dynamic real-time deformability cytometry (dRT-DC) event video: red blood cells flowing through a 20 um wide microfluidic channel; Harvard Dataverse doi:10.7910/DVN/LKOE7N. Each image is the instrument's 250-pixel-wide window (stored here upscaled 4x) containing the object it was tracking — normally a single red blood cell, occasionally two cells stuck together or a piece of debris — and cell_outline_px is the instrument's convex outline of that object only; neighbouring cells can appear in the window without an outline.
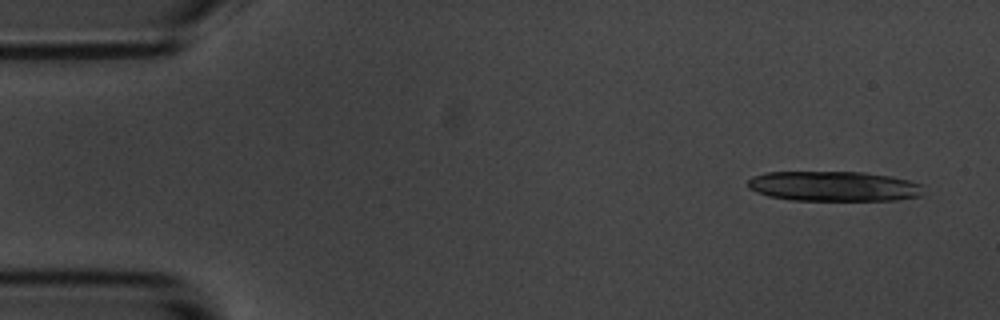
{"species": "common noctule bat (a hibernating species)", "species_latin": "Nyctalus noctula", "temperature_condition": "room temperature", "stored_images_in_passage": 15, "camera_frame_rate_fps": 3000, "um_per_image_px": 0.085, "animal": {"sex": "male", "body_mass_g": 20.1, "forearm_length_mm": 53.5}, "frame": {"image": 1, "passage_image": 3, "time_ms": 0.667, "image_size_px": [1000, 320], "cell_outline_px": [[924, 196], [896, 200], [792, 200], [768, 196], [756, 192], [748, 188], [748, 180], [752, 176], [764, 172], [864, 172], [892, 176], [908, 180], [920, 184]], "centroid_in_image_um": [70.86, 15.83], "position_along_channel_um": 14.1, "area_um2": 30.92}}